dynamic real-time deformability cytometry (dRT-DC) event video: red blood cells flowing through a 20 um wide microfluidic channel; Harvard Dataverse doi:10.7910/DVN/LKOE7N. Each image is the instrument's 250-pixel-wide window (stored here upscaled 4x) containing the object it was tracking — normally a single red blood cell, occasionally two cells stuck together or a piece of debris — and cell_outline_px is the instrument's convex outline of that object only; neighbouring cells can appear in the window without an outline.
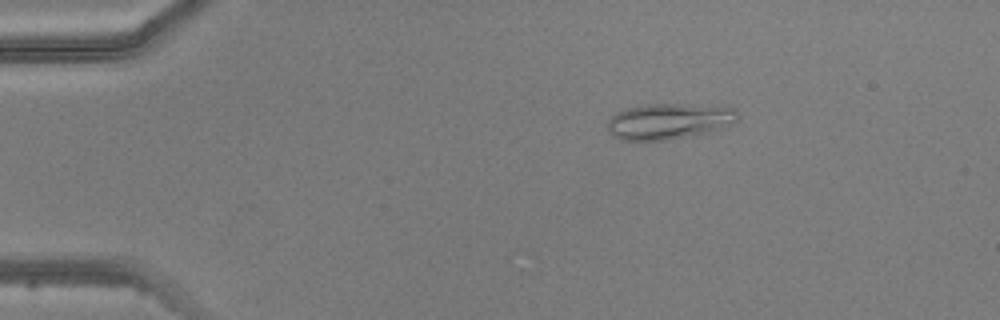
{"species": "common noctule bat (a hibernating species)", "species_latin": "Nyctalus noctula", "temperature_condition": "warm", "stored_images_in_passage": 7, "camera_frame_rate_fps": 3000, "um_per_image_px": 0.085, "animal": {"sex": "male", "body_mass_g": 20.5, "forearm_length_mm": 52.5}, "frame": {"image": 1, "passage_image": 3, "time_ms": 2.333, "image_size_px": [1000, 320], "cell_outline_px": [[740, 120], [720, 128], [704, 132], [664, 140], [620, 140], [612, 136], [608, 132], [608, 120], [616, 112], [628, 108], [648, 104], [680, 104], [736, 108]], "centroid_in_image_um": [56.82, 10.3], "position_along_channel_um": 28.2, "area_um2": 26.82}}
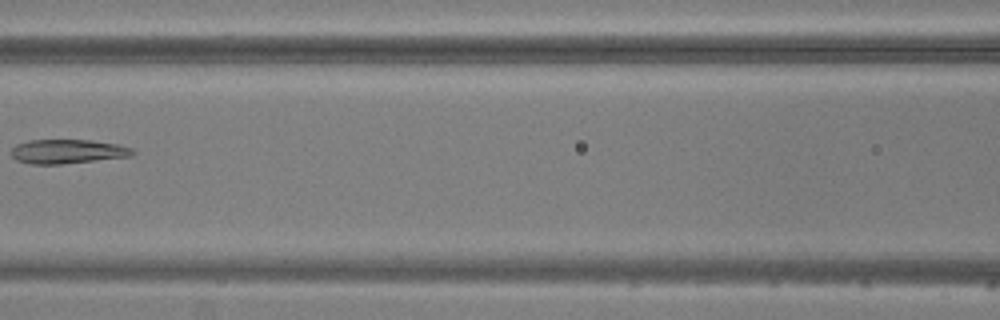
{"frame": {"image": 2, "passage_image": 7, "time_ms": 7.0, "image_size_px": [1000, 320], "cell_outline_px": [[136, 152], [132, 156], [60, 164], [32, 164], [16, 160], [12, 156], [12, 148], [16, 144], [28, 140], [92, 140], [116, 144], [132, 148]], "centroid_in_image_um": [5.74, 12.87], "position_along_channel_um": 160.9, "area_um2": 17.05}}